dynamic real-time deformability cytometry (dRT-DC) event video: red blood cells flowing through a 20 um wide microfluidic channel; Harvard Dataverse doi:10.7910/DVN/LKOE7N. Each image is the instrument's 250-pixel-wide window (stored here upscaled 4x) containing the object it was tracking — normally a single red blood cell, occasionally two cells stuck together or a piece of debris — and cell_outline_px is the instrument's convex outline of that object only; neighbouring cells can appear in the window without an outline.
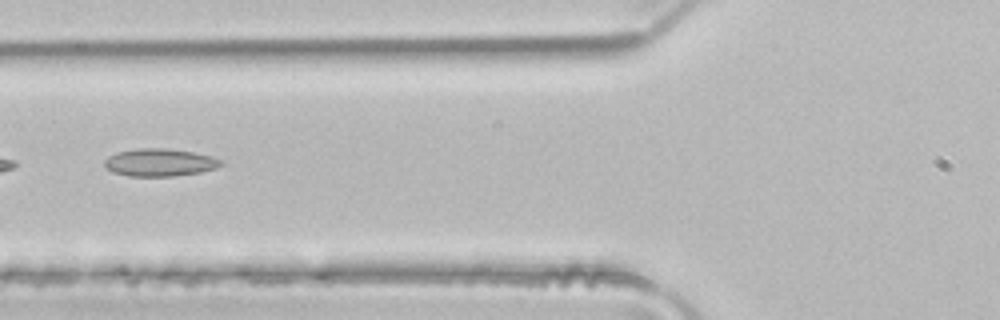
{"species": "common noctule bat (a hibernating species)", "species_latin": "Nyctalus noctula", "temperature_condition": "room temperature", "stored_images_in_passage": 5, "camera_frame_rate_fps": 3000, "um_per_image_px": 0.085, "animal": {"sex": "male", "body_mass_g": 21.5, "forearm_length_mm": 52.0}, "frame": {"image": 1, "passage_image": 4, "time_ms": 1.0, "image_size_px": [1000, 320], "cell_outline_px": [[224, 164], [216, 168], [200, 172], [172, 176], [128, 176], [112, 172], [104, 168], [104, 160], [108, 156], [116, 152], [136, 148], [168, 148], [192, 152], [212, 156], [220, 160]], "centroid_in_image_um": [13.53, 13.8], "position_along_channel_um": 112.3, "area_um2": 18.9}}
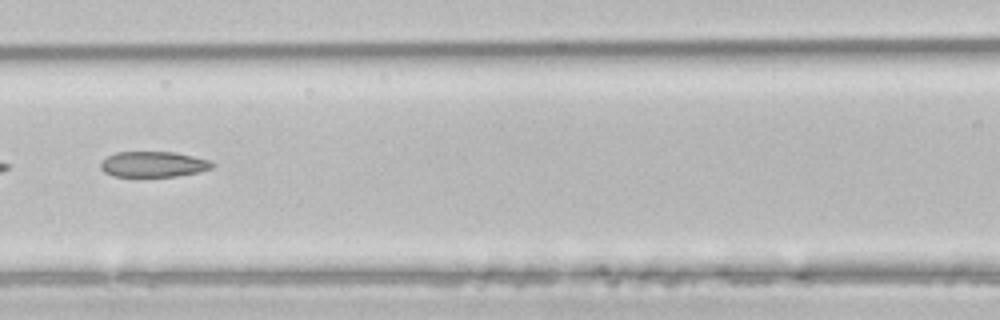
{"frame": {"image": 2, "passage_image": 5, "time_ms": 1.333, "image_size_px": [1000, 320], "cell_outline_px": [[216, 164], [212, 168], [200, 172], [176, 176], [116, 176], [104, 172], [100, 168], [100, 164], [108, 156], [116, 152], [176, 152], [212, 160]], "centroid_in_image_um": [13.1, 13.95], "position_along_channel_um": 153.5, "area_um2": 16.7}}